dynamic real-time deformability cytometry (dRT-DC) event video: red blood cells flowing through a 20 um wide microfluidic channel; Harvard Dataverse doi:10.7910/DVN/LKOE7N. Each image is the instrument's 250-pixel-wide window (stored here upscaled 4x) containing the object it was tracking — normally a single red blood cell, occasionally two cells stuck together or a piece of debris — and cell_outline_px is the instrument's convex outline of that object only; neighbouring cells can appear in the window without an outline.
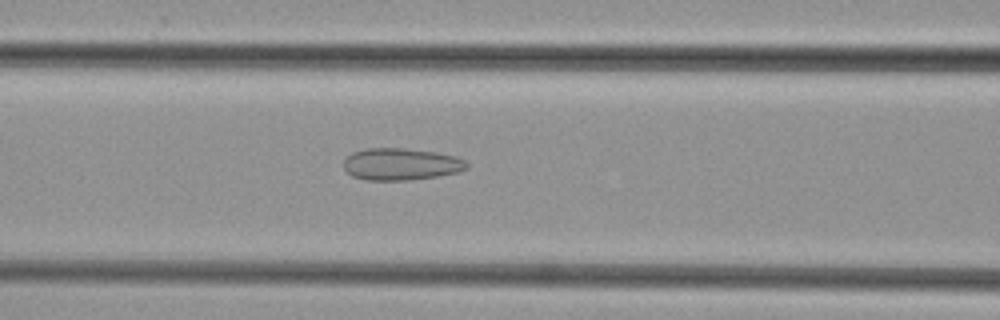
{"species": "common noctule bat (a hibernating species)", "species_latin": "Nyctalus noctula", "temperature_condition": "cold", "stored_images_in_passage": 35, "camera_frame_rate_fps": 3000, "um_per_image_px": 0.085, "animal": {"sex": "female", "body_mass_g": 29.2, "forearm_length_mm": 56.3}, "frame": {"image": 1, "passage_image": 7, "time_ms": 2.0, "image_size_px": [1000, 320], "cell_outline_px": [[468, 168], [460, 172], [440, 176], [412, 180], [364, 180], [352, 176], [344, 168], [344, 160], [352, 152], [364, 148], [404, 148], [436, 152], [456, 156], [464, 160], [468, 164]], "centroid_in_image_um": [34.1, 13.96], "position_along_channel_um": 132.5, "area_um2": 23.24}}
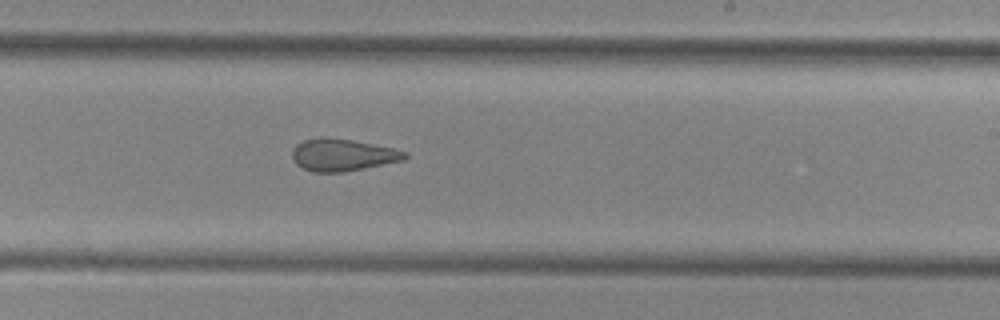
{"frame": {"image": 2, "passage_image": 16, "time_ms": 5.0, "image_size_px": [1000, 320], "cell_outline_px": [[408, 156], [404, 160], [344, 172], [312, 172], [296, 164], [292, 160], [292, 148], [296, 144], [304, 140], [320, 136], [324, 136], [352, 140], [392, 148], [408, 152]], "centroid_in_image_um": [29.08, 13.16], "position_along_channel_um": 259.9, "area_um2": 21.21}}
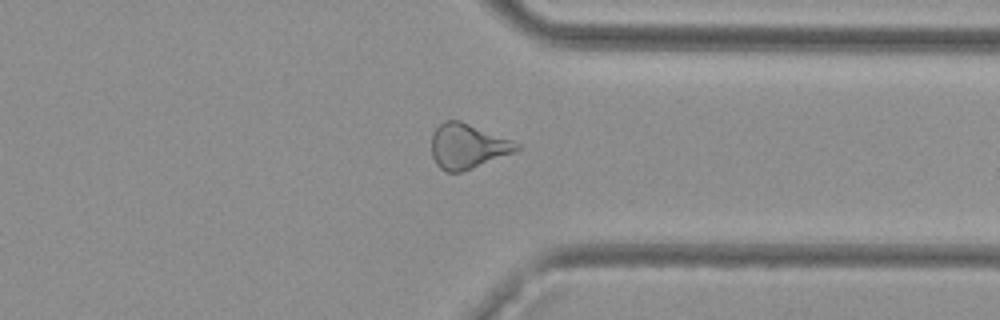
{"frame": {"image": 3, "passage_image": 24, "time_ms": 7.667, "image_size_px": [1000, 320], "cell_outline_px": [[520, 148], [512, 152], [472, 168], [460, 172], [444, 172], [436, 164], [432, 156], [432, 132], [444, 120], [460, 120], [512, 140], [520, 144]], "centroid_in_image_um": [39.7, 12.41], "position_along_channel_um": 371.7, "area_um2": 22.02}}